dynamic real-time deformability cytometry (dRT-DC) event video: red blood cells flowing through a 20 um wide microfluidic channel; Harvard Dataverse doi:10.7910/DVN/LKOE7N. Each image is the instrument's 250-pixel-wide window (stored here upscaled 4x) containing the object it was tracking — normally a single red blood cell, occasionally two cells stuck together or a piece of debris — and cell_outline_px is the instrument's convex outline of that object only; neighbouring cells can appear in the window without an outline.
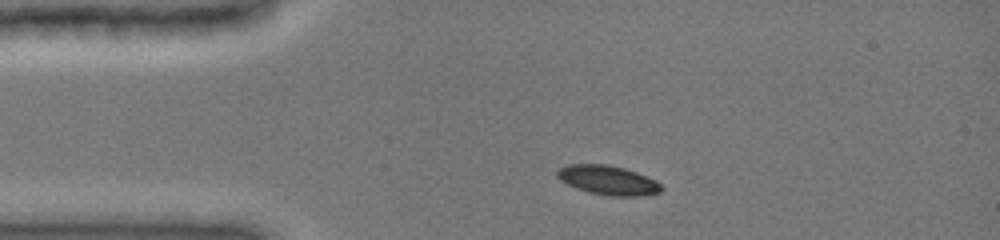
{"species": "common noctule bat (a hibernating species)", "species_latin": "Nyctalus noctula", "temperature_condition": "cold", "stored_images_in_passage": 4, "camera_frame_rate_fps": 3000, "um_per_image_px": 0.085, "animal": {"sex": "female", "body_mass_g": 19.0, "forearm_length_mm": 51.5}, "frame": {"image": 1, "passage_image": 1, "time_ms": 0.0, "image_size_px": [1000, 240], "cell_outline_px": [[664, 188], [660, 192], [644, 196], [608, 196], [588, 192], [576, 188], [560, 180], [556, 176], [556, 168], [568, 164], [608, 164], [624, 168], [636, 172], [656, 180]], "centroid_in_image_um": [51.66, 15.31], "position_along_channel_um": 33.3, "area_um2": 18.03}}
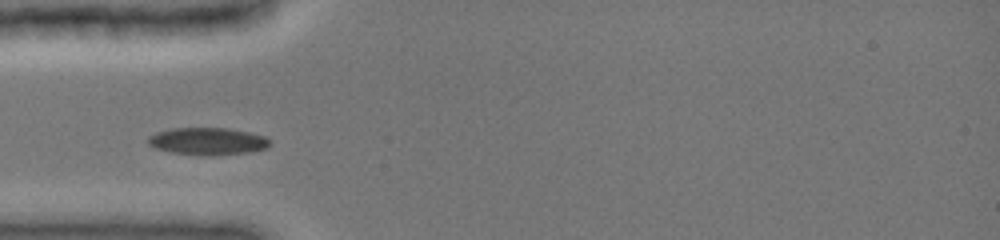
{"frame": {"image": 2, "passage_image": 3, "time_ms": 1.667, "image_size_px": [1000, 240], "cell_outline_px": [[268, 148], [248, 152], [208, 156], [200, 156], [172, 152], [156, 148], [148, 144], [148, 136], [156, 132], [172, 128], [228, 128], [248, 132], [264, 136], [268, 140]], "centroid_in_image_um": [17.61, 12.01], "position_along_channel_um": 67.4, "area_um2": 19.31}}